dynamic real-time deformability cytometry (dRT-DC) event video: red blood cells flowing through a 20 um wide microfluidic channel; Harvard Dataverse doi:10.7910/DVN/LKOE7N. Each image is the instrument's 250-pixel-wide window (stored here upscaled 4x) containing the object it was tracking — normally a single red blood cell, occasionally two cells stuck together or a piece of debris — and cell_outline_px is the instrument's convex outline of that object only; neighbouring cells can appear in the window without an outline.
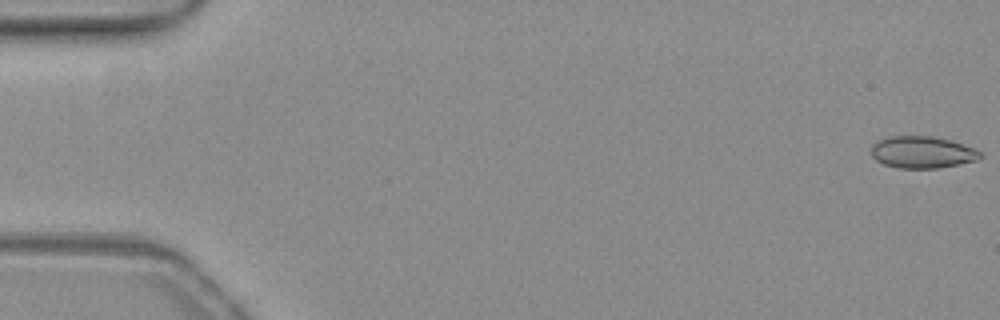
{"species": "common noctule bat (a hibernating species)", "species_latin": "Nyctalus noctula", "temperature_condition": "warm", "stored_images_in_passage": 53, "camera_frame_rate_fps": 3000, "um_per_image_px": 0.085, "animal": {"sex": "female", "body_mass_g": 19.3, "forearm_length_mm": 54.1}, "frame": {"image": 1, "passage_image": 1, "time_ms": 0.0, "image_size_px": [1000, 320], "cell_outline_px": [[980, 156], [976, 160], [960, 164], [940, 168], [900, 168], [884, 164], [876, 160], [872, 156], [868, 148], [876, 140], [888, 136], [932, 136], [948, 140], [976, 148], [980, 152]], "centroid_in_image_um": [78.32, 12.93], "position_along_channel_um": 6.7, "area_um2": 20.4}}
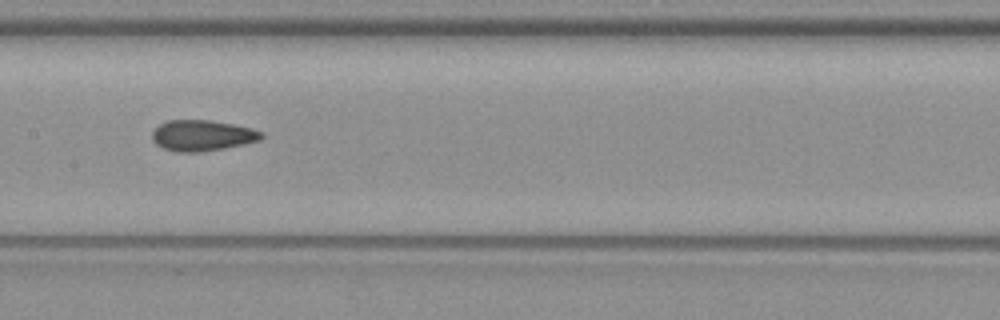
{"frame": {"image": 2, "passage_image": 27, "time_ms": 8.667, "image_size_px": [1000, 320], "cell_outline_px": [[264, 136], [260, 140], [244, 144], [224, 148], [200, 152], [176, 152], [164, 148], [156, 144], [152, 140], [152, 132], [160, 124], [168, 120], [208, 120], [232, 124], [252, 128], [264, 132]], "centroid_in_image_um": [17.2, 11.52], "position_along_channel_um": 190.2, "area_um2": 19.65}}
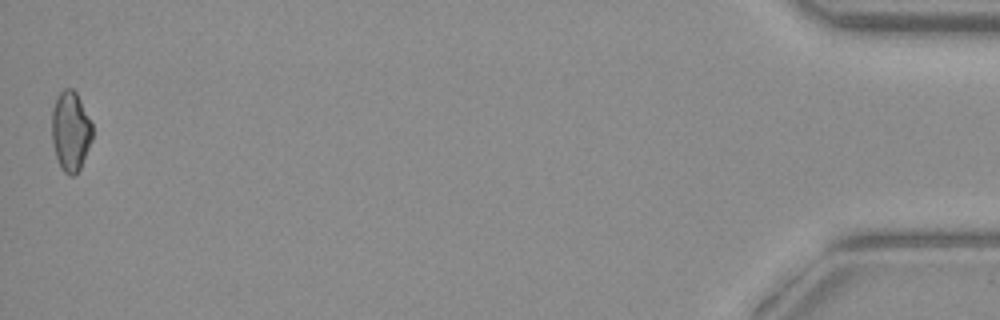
{"frame": {"image": 3, "passage_image": 53, "time_ms": 17.333, "image_size_px": [1000, 320], "cell_outline_px": [[92, 140], [80, 168], [72, 176], [68, 176], [60, 168], [52, 144], [52, 108], [56, 96], [64, 88], [72, 88], [76, 92], [92, 124]], "centroid_in_image_um": [5.98, 11.15], "position_along_channel_um": 429.2, "area_um2": 18.9}, "authors_computed_cell_mechanics": {"area_um2": 19.8832, "velocity_mm_per_s": 3.8974, "shape_relaxation_time_tau1_ms": null, "shape_relaxation_time_tau2_ms": 3.2357, "deformation_change_tau1": null, "deformation_change_tau2": 0.0728}}